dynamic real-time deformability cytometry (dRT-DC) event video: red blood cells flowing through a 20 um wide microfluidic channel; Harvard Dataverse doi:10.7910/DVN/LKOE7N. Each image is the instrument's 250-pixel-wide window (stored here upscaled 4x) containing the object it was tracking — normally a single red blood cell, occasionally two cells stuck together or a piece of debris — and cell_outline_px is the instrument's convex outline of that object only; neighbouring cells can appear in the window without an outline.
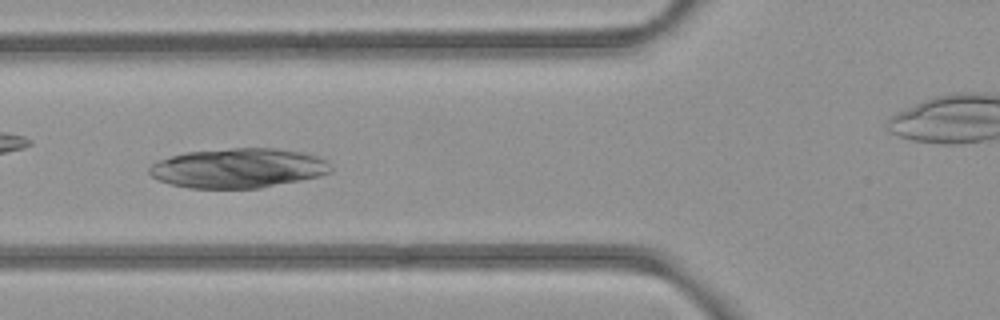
{"species": "common noctule bat (a hibernating species)", "species_latin": "Nyctalus noctula", "temperature_condition": "room temperature", "stored_images_in_passage": 44, "camera_frame_rate_fps": 3000, "um_per_image_px": 0.085, "animal": {"sex": "female", "body_mass_g": 21.9}, "frame": {"image": 1, "passage_image": 10, "time_ms": 3.0, "image_size_px": [1000, 320], "cell_outline_px": [[332, 172], [320, 176], [260, 188], [188, 188], [172, 184], [160, 180], [152, 176], [148, 172], [148, 168], [156, 160], [184, 152], [232, 148], [272, 148], [300, 152], [324, 156], [328, 160], [332, 168]], "centroid_in_image_um": [20.28, 14.28], "position_along_channel_um": 105.5, "area_um2": 42.19}}
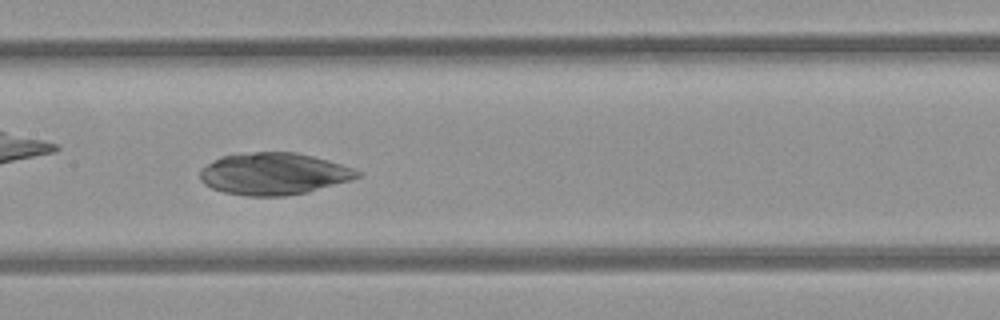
{"frame": {"image": 2, "passage_image": 16, "time_ms": 5.0, "image_size_px": [1000, 320], "cell_outline_px": [[360, 176], [348, 180], [308, 192], [284, 196], [244, 196], [224, 192], [212, 188], [204, 184], [200, 180], [200, 168], [220, 156], [256, 152], [296, 152], [328, 160], [352, 168], [360, 172]], "centroid_in_image_um": [23.21, 14.77], "position_along_channel_um": 184.2, "area_um2": 38.26}}
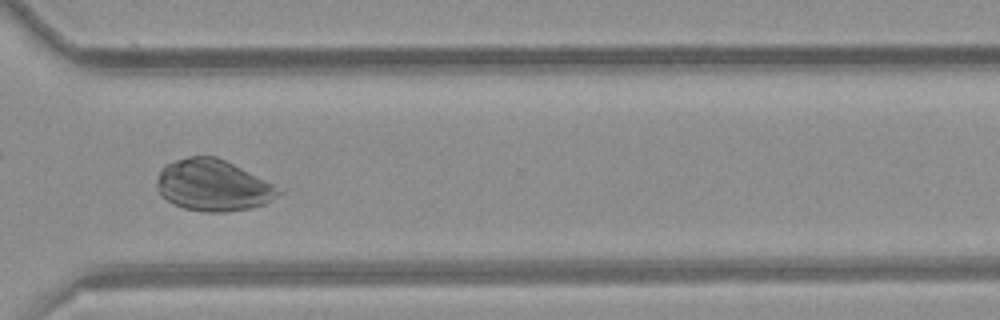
{"frame": {"image": 3, "passage_image": 29, "time_ms": 9.333, "image_size_px": [1000, 320], "cell_outline_px": [[284, 192], [264, 204], [252, 208], [224, 212], [204, 212], [184, 208], [172, 204], [160, 196], [156, 188], [156, 184], [160, 168], [176, 160], [188, 156], [216, 156], [272, 184]], "centroid_in_image_um": [18.05, 15.77], "position_along_channel_um": 352.5, "area_um2": 36.3}}